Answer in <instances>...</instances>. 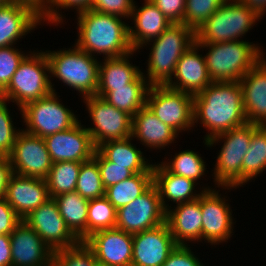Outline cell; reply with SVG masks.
<instances>
[{
    "instance_id": "1",
    "label": "cell",
    "mask_w": 266,
    "mask_h": 266,
    "mask_svg": "<svg viewBox=\"0 0 266 266\" xmlns=\"http://www.w3.org/2000/svg\"><path fill=\"white\" fill-rule=\"evenodd\" d=\"M194 124L210 131L204 140L247 123L240 83L212 82L193 96Z\"/></svg>"
},
{
    "instance_id": "2",
    "label": "cell",
    "mask_w": 266,
    "mask_h": 266,
    "mask_svg": "<svg viewBox=\"0 0 266 266\" xmlns=\"http://www.w3.org/2000/svg\"><path fill=\"white\" fill-rule=\"evenodd\" d=\"M77 17L79 38L75 45L81 50L90 55L103 53L105 58L120 57L134 51L129 40V25L122 22L121 17L93 10Z\"/></svg>"
},
{
    "instance_id": "3",
    "label": "cell",
    "mask_w": 266,
    "mask_h": 266,
    "mask_svg": "<svg viewBox=\"0 0 266 266\" xmlns=\"http://www.w3.org/2000/svg\"><path fill=\"white\" fill-rule=\"evenodd\" d=\"M198 44L200 48L209 47L204 57L212 82H239L264 56L259 46L246 40Z\"/></svg>"
},
{
    "instance_id": "4",
    "label": "cell",
    "mask_w": 266,
    "mask_h": 266,
    "mask_svg": "<svg viewBox=\"0 0 266 266\" xmlns=\"http://www.w3.org/2000/svg\"><path fill=\"white\" fill-rule=\"evenodd\" d=\"M152 44L148 60V83L166 85L182 54L195 42V32L183 23H172Z\"/></svg>"
},
{
    "instance_id": "5",
    "label": "cell",
    "mask_w": 266,
    "mask_h": 266,
    "mask_svg": "<svg viewBox=\"0 0 266 266\" xmlns=\"http://www.w3.org/2000/svg\"><path fill=\"white\" fill-rule=\"evenodd\" d=\"M74 49L46 51L49 73L65 85L79 91L83 97L96 95L100 62L77 46Z\"/></svg>"
},
{
    "instance_id": "6",
    "label": "cell",
    "mask_w": 266,
    "mask_h": 266,
    "mask_svg": "<svg viewBox=\"0 0 266 266\" xmlns=\"http://www.w3.org/2000/svg\"><path fill=\"white\" fill-rule=\"evenodd\" d=\"M262 18L240 0H225L197 31V43L238 41Z\"/></svg>"
},
{
    "instance_id": "7",
    "label": "cell",
    "mask_w": 266,
    "mask_h": 266,
    "mask_svg": "<svg viewBox=\"0 0 266 266\" xmlns=\"http://www.w3.org/2000/svg\"><path fill=\"white\" fill-rule=\"evenodd\" d=\"M257 127L258 125L246 123L205 140L209 147L222 138L224 141L214 169V182L218 187L225 186L224 189H229L242 186L243 158L248 151L252 132Z\"/></svg>"
},
{
    "instance_id": "8",
    "label": "cell",
    "mask_w": 266,
    "mask_h": 266,
    "mask_svg": "<svg viewBox=\"0 0 266 266\" xmlns=\"http://www.w3.org/2000/svg\"><path fill=\"white\" fill-rule=\"evenodd\" d=\"M28 55L20 63L7 88L0 94L1 99L8 102L12 100L20 108L52 91L55 92L49 79L51 77L48 76L49 63L45 52Z\"/></svg>"
},
{
    "instance_id": "9",
    "label": "cell",
    "mask_w": 266,
    "mask_h": 266,
    "mask_svg": "<svg viewBox=\"0 0 266 266\" xmlns=\"http://www.w3.org/2000/svg\"><path fill=\"white\" fill-rule=\"evenodd\" d=\"M56 95V92L52 91L47 96L31 101L19 108L24 123L27 125L23 131L45 138L72 128L79 122L72 110L62 105Z\"/></svg>"
},
{
    "instance_id": "10",
    "label": "cell",
    "mask_w": 266,
    "mask_h": 266,
    "mask_svg": "<svg viewBox=\"0 0 266 266\" xmlns=\"http://www.w3.org/2000/svg\"><path fill=\"white\" fill-rule=\"evenodd\" d=\"M146 106L177 133L194 126L193 96L166 85L150 86Z\"/></svg>"
},
{
    "instance_id": "11",
    "label": "cell",
    "mask_w": 266,
    "mask_h": 266,
    "mask_svg": "<svg viewBox=\"0 0 266 266\" xmlns=\"http://www.w3.org/2000/svg\"><path fill=\"white\" fill-rule=\"evenodd\" d=\"M83 100L95 125L93 128H86L95 148L108 141L132 137L131 115L115 108L97 95L84 97Z\"/></svg>"
},
{
    "instance_id": "12",
    "label": "cell",
    "mask_w": 266,
    "mask_h": 266,
    "mask_svg": "<svg viewBox=\"0 0 266 266\" xmlns=\"http://www.w3.org/2000/svg\"><path fill=\"white\" fill-rule=\"evenodd\" d=\"M165 222L166 210L162 205L158 189L153 184L141 196L117 209L115 228L135 234Z\"/></svg>"
},
{
    "instance_id": "13",
    "label": "cell",
    "mask_w": 266,
    "mask_h": 266,
    "mask_svg": "<svg viewBox=\"0 0 266 266\" xmlns=\"http://www.w3.org/2000/svg\"><path fill=\"white\" fill-rule=\"evenodd\" d=\"M8 157L13 173L26 177L46 179L53 164L44 138L22 129Z\"/></svg>"
},
{
    "instance_id": "14",
    "label": "cell",
    "mask_w": 266,
    "mask_h": 266,
    "mask_svg": "<svg viewBox=\"0 0 266 266\" xmlns=\"http://www.w3.org/2000/svg\"><path fill=\"white\" fill-rule=\"evenodd\" d=\"M23 221L36 231L53 252L80 242L67 227L53 198L32 210Z\"/></svg>"
},
{
    "instance_id": "15",
    "label": "cell",
    "mask_w": 266,
    "mask_h": 266,
    "mask_svg": "<svg viewBox=\"0 0 266 266\" xmlns=\"http://www.w3.org/2000/svg\"><path fill=\"white\" fill-rule=\"evenodd\" d=\"M53 163L61 161L86 162L96 150L91 135L78 122L72 128L44 138Z\"/></svg>"
},
{
    "instance_id": "16",
    "label": "cell",
    "mask_w": 266,
    "mask_h": 266,
    "mask_svg": "<svg viewBox=\"0 0 266 266\" xmlns=\"http://www.w3.org/2000/svg\"><path fill=\"white\" fill-rule=\"evenodd\" d=\"M176 246L166 222L135 233L131 266H162Z\"/></svg>"
},
{
    "instance_id": "17",
    "label": "cell",
    "mask_w": 266,
    "mask_h": 266,
    "mask_svg": "<svg viewBox=\"0 0 266 266\" xmlns=\"http://www.w3.org/2000/svg\"><path fill=\"white\" fill-rule=\"evenodd\" d=\"M220 197L221 195L211 188H205L200 195V209L203 217L202 238L215 245L226 242L233 231L230 205L225 202V198Z\"/></svg>"
},
{
    "instance_id": "18",
    "label": "cell",
    "mask_w": 266,
    "mask_h": 266,
    "mask_svg": "<svg viewBox=\"0 0 266 266\" xmlns=\"http://www.w3.org/2000/svg\"><path fill=\"white\" fill-rule=\"evenodd\" d=\"M12 266H53V251L23 220L10 234Z\"/></svg>"
},
{
    "instance_id": "19",
    "label": "cell",
    "mask_w": 266,
    "mask_h": 266,
    "mask_svg": "<svg viewBox=\"0 0 266 266\" xmlns=\"http://www.w3.org/2000/svg\"><path fill=\"white\" fill-rule=\"evenodd\" d=\"M96 260L108 266H131L133 234L117 228L100 230L84 241Z\"/></svg>"
},
{
    "instance_id": "20",
    "label": "cell",
    "mask_w": 266,
    "mask_h": 266,
    "mask_svg": "<svg viewBox=\"0 0 266 266\" xmlns=\"http://www.w3.org/2000/svg\"><path fill=\"white\" fill-rule=\"evenodd\" d=\"M199 44L195 41L179 58L174 78L166 86L192 96L198 95L212 83L209 77L205 57L198 54Z\"/></svg>"
},
{
    "instance_id": "21",
    "label": "cell",
    "mask_w": 266,
    "mask_h": 266,
    "mask_svg": "<svg viewBox=\"0 0 266 266\" xmlns=\"http://www.w3.org/2000/svg\"><path fill=\"white\" fill-rule=\"evenodd\" d=\"M16 215L23 220L50 199L46 179L13 174L6 187L5 197Z\"/></svg>"
},
{
    "instance_id": "22",
    "label": "cell",
    "mask_w": 266,
    "mask_h": 266,
    "mask_svg": "<svg viewBox=\"0 0 266 266\" xmlns=\"http://www.w3.org/2000/svg\"><path fill=\"white\" fill-rule=\"evenodd\" d=\"M239 83L247 123L266 126V59L262 57Z\"/></svg>"
},
{
    "instance_id": "23",
    "label": "cell",
    "mask_w": 266,
    "mask_h": 266,
    "mask_svg": "<svg viewBox=\"0 0 266 266\" xmlns=\"http://www.w3.org/2000/svg\"><path fill=\"white\" fill-rule=\"evenodd\" d=\"M40 21L41 14L27 4L10 2L0 6V48L13 46Z\"/></svg>"
},
{
    "instance_id": "24",
    "label": "cell",
    "mask_w": 266,
    "mask_h": 266,
    "mask_svg": "<svg viewBox=\"0 0 266 266\" xmlns=\"http://www.w3.org/2000/svg\"><path fill=\"white\" fill-rule=\"evenodd\" d=\"M175 209L166 210V224L177 245H186V241L202 240V213L200 197L181 204Z\"/></svg>"
},
{
    "instance_id": "25",
    "label": "cell",
    "mask_w": 266,
    "mask_h": 266,
    "mask_svg": "<svg viewBox=\"0 0 266 266\" xmlns=\"http://www.w3.org/2000/svg\"><path fill=\"white\" fill-rule=\"evenodd\" d=\"M144 1V6L139 9L134 4L131 14L135 29L129 26V40L134 51L156 39L172 24L155 4Z\"/></svg>"
},
{
    "instance_id": "26",
    "label": "cell",
    "mask_w": 266,
    "mask_h": 266,
    "mask_svg": "<svg viewBox=\"0 0 266 266\" xmlns=\"http://www.w3.org/2000/svg\"><path fill=\"white\" fill-rule=\"evenodd\" d=\"M177 136L178 133L160 121L147 106L133 116L132 137L138 138L145 146L163 148Z\"/></svg>"
},
{
    "instance_id": "27",
    "label": "cell",
    "mask_w": 266,
    "mask_h": 266,
    "mask_svg": "<svg viewBox=\"0 0 266 266\" xmlns=\"http://www.w3.org/2000/svg\"><path fill=\"white\" fill-rule=\"evenodd\" d=\"M153 184L157 187L162 205L165 210L169 209L165 199H170L176 204L195 200L199 194H193L196 184L194 180L175 175L169 172L162 164L153 165ZM165 198V199H164Z\"/></svg>"
},
{
    "instance_id": "28",
    "label": "cell",
    "mask_w": 266,
    "mask_h": 266,
    "mask_svg": "<svg viewBox=\"0 0 266 266\" xmlns=\"http://www.w3.org/2000/svg\"><path fill=\"white\" fill-rule=\"evenodd\" d=\"M144 76V73L141 72L126 87L115 88L112 91H97L96 95L133 117L146 106L147 94L151 85Z\"/></svg>"
},
{
    "instance_id": "29",
    "label": "cell",
    "mask_w": 266,
    "mask_h": 266,
    "mask_svg": "<svg viewBox=\"0 0 266 266\" xmlns=\"http://www.w3.org/2000/svg\"><path fill=\"white\" fill-rule=\"evenodd\" d=\"M132 137L108 141L99 145L96 150L115 165L125 166L135 173H153V165L145 161L141 150L131 144Z\"/></svg>"
},
{
    "instance_id": "30",
    "label": "cell",
    "mask_w": 266,
    "mask_h": 266,
    "mask_svg": "<svg viewBox=\"0 0 266 266\" xmlns=\"http://www.w3.org/2000/svg\"><path fill=\"white\" fill-rule=\"evenodd\" d=\"M135 51L120 57L105 58L99 65L97 91H112L115 88L126 87L141 71L139 67L130 64L128 58Z\"/></svg>"
},
{
    "instance_id": "31",
    "label": "cell",
    "mask_w": 266,
    "mask_h": 266,
    "mask_svg": "<svg viewBox=\"0 0 266 266\" xmlns=\"http://www.w3.org/2000/svg\"><path fill=\"white\" fill-rule=\"evenodd\" d=\"M67 227L80 240L87 239V217L89 200L77 191L53 197Z\"/></svg>"
},
{
    "instance_id": "32",
    "label": "cell",
    "mask_w": 266,
    "mask_h": 266,
    "mask_svg": "<svg viewBox=\"0 0 266 266\" xmlns=\"http://www.w3.org/2000/svg\"><path fill=\"white\" fill-rule=\"evenodd\" d=\"M153 185V173H135L133 176L105 189V197L119 209L145 193Z\"/></svg>"
},
{
    "instance_id": "33",
    "label": "cell",
    "mask_w": 266,
    "mask_h": 266,
    "mask_svg": "<svg viewBox=\"0 0 266 266\" xmlns=\"http://www.w3.org/2000/svg\"><path fill=\"white\" fill-rule=\"evenodd\" d=\"M266 169V126H258L251 135L242 162V185Z\"/></svg>"
},
{
    "instance_id": "34",
    "label": "cell",
    "mask_w": 266,
    "mask_h": 266,
    "mask_svg": "<svg viewBox=\"0 0 266 266\" xmlns=\"http://www.w3.org/2000/svg\"><path fill=\"white\" fill-rule=\"evenodd\" d=\"M82 163L61 161L52 164L46 178L50 198L75 191Z\"/></svg>"
},
{
    "instance_id": "35",
    "label": "cell",
    "mask_w": 266,
    "mask_h": 266,
    "mask_svg": "<svg viewBox=\"0 0 266 266\" xmlns=\"http://www.w3.org/2000/svg\"><path fill=\"white\" fill-rule=\"evenodd\" d=\"M117 209L104 196L89 200L87 217V238L100 230L116 227Z\"/></svg>"
},
{
    "instance_id": "36",
    "label": "cell",
    "mask_w": 266,
    "mask_h": 266,
    "mask_svg": "<svg viewBox=\"0 0 266 266\" xmlns=\"http://www.w3.org/2000/svg\"><path fill=\"white\" fill-rule=\"evenodd\" d=\"M75 191L87 200L105 196L100 169L93 158L81 164Z\"/></svg>"
},
{
    "instance_id": "37",
    "label": "cell",
    "mask_w": 266,
    "mask_h": 266,
    "mask_svg": "<svg viewBox=\"0 0 266 266\" xmlns=\"http://www.w3.org/2000/svg\"><path fill=\"white\" fill-rule=\"evenodd\" d=\"M205 162L199 154L192 150H185L176 154L172 161L162 165L171 173L194 180L204 175Z\"/></svg>"
},
{
    "instance_id": "38",
    "label": "cell",
    "mask_w": 266,
    "mask_h": 266,
    "mask_svg": "<svg viewBox=\"0 0 266 266\" xmlns=\"http://www.w3.org/2000/svg\"><path fill=\"white\" fill-rule=\"evenodd\" d=\"M95 261L93 250L84 241L53 252V266H92Z\"/></svg>"
},
{
    "instance_id": "39",
    "label": "cell",
    "mask_w": 266,
    "mask_h": 266,
    "mask_svg": "<svg viewBox=\"0 0 266 266\" xmlns=\"http://www.w3.org/2000/svg\"><path fill=\"white\" fill-rule=\"evenodd\" d=\"M225 0H186L183 24L194 32L211 17Z\"/></svg>"
},
{
    "instance_id": "40",
    "label": "cell",
    "mask_w": 266,
    "mask_h": 266,
    "mask_svg": "<svg viewBox=\"0 0 266 266\" xmlns=\"http://www.w3.org/2000/svg\"><path fill=\"white\" fill-rule=\"evenodd\" d=\"M6 100L0 98V157H8L21 130H15Z\"/></svg>"
},
{
    "instance_id": "41",
    "label": "cell",
    "mask_w": 266,
    "mask_h": 266,
    "mask_svg": "<svg viewBox=\"0 0 266 266\" xmlns=\"http://www.w3.org/2000/svg\"><path fill=\"white\" fill-rule=\"evenodd\" d=\"M26 56L13 46L0 48V94L7 88L12 76Z\"/></svg>"
},
{
    "instance_id": "42",
    "label": "cell",
    "mask_w": 266,
    "mask_h": 266,
    "mask_svg": "<svg viewBox=\"0 0 266 266\" xmlns=\"http://www.w3.org/2000/svg\"><path fill=\"white\" fill-rule=\"evenodd\" d=\"M93 159L98 163L105 189L134 175L125 166L115 165V163L106 160L97 150L94 152Z\"/></svg>"
},
{
    "instance_id": "43",
    "label": "cell",
    "mask_w": 266,
    "mask_h": 266,
    "mask_svg": "<svg viewBox=\"0 0 266 266\" xmlns=\"http://www.w3.org/2000/svg\"><path fill=\"white\" fill-rule=\"evenodd\" d=\"M94 0H48L47 6L44 12L41 14L42 20H48L52 24H59L62 21V15L58 13L57 8H74L77 9L78 13H83L91 10V6ZM55 7V8H54ZM57 10V11H56Z\"/></svg>"
},
{
    "instance_id": "44",
    "label": "cell",
    "mask_w": 266,
    "mask_h": 266,
    "mask_svg": "<svg viewBox=\"0 0 266 266\" xmlns=\"http://www.w3.org/2000/svg\"><path fill=\"white\" fill-rule=\"evenodd\" d=\"M134 8L133 0H94L91 10L115 15L118 17H130Z\"/></svg>"
},
{
    "instance_id": "45",
    "label": "cell",
    "mask_w": 266,
    "mask_h": 266,
    "mask_svg": "<svg viewBox=\"0 0 266 266\" xmlns=\"http://www.w3.org/2000/svg\"><path fill=\"white\" fill-rule=\"evenodd\" d=\"M162 266H204L186 245H177Z\"/></svg>"
},
{
    "instance_id": "46",
    "label": "cell",
    "mask_w": 266,
    "mask_h": 266,
    "mask_svg": "<svg viewBox=\"0 0 266 266\" xmlns=\"http://www.w3.org/2000/svg\"><path fill=\"white\" fill-rule=\"evenodd\" d=\"M172 23H183L186 0H150Z\"/></svg>"
},
{
    "instance_id": "47",
    "label": "cell",
    "mask_w": 266,
    "mask_h": 266,
    "mask_svg": "<svg viewBox=\"0 0 266 266\" xmlns=\"http://www.w3.org/2000/svg\"><path fill=\"white\" fill-rule=\"evenodd\" d=\"M22 220L5 198H0V235H10Z\"/></svg>"
},
{
    "instance_id": "48",
    "label": "cell",
    "mask_w": 266,
    "mask_h": 266,
    "mask_svg": "<svg viewBox=\"0 0 266 266\" xmlns=\"http://www.w3.org/2000/svg\"><path fill=\"white\" fill-rule=\"evenodd\" d=\"M13 174L9 157H0V198L5 197L6 187Z\"/></svg>"
},
{
    "instance_id": "49",
    "label": "cell",
    "mask_w": 266,
    "mask_h": 266,
    "mask_svg": "<svg viewBox=\"0 0 266 266\" xmlns=\"http://www.w3.org/2000/svg\"><path fill=\"white\" fill-rule=\"evenodd\" d=\"M0 266H12L10 235H0Z\"/></svg>"
},
{
    "instance_id": "50",
    "label": "cell",
    "mask_w": 266,
    "mask_h": 266,
    "mask_svg": "<svg viewBox=\"0 0 266 266\" xmlns=\"http://www.w3.org/2000/svg\"><path fill=\"white\" fill-rule=\"evenodd\" d=\"M243 4L254 10L259 16H263L266 11V0H240Z\"/></svg>"
},
{
    "instance_id": "51",
    "label": "cell",
    "mask_w": 266,
    "mask_h": 266,
    "mask_svg": "<svg viewBox=\"0 0 266 266\" xmlns=\"http://www.w3.org/2000/svg\"><path fill=\"white\" fill-rule=\"evenodd\" d=\"M12 2H20L33 7L36 11L42 14L47 6L48 0H11Z\"/></svg>"
},
{
    "instance_id": "52",
    "label": "cell",
    "mask_w": 266,
    "mask_h": 266,
    "mask_svg": "<svg viewBox=\"0 0 266 266\" xmlns=\"http://www.w3.org/2000/svg\"><path fill=\"white\" fill-rule=\"evenodd\" d=\"M92 266H108V265L105 264V263H102V262H100V261H98V260H96V261L93 263Z\"/></svg>"
},
{
    "instance_id": "53",
    "label": "cell",
    "mask_w": 266,
    "mask_h": 266,
    "mask_svg": "<svg viewBox=\"0 0 266 266\" xmlns=\"http://www.w3.org/2000/svg\"><path fill=\"white\" fill-rule=\"evenodd\" d=\"M10 2H12V1L11 0H0V6L8 4Z\"/></svg>"
}]
</instances>
